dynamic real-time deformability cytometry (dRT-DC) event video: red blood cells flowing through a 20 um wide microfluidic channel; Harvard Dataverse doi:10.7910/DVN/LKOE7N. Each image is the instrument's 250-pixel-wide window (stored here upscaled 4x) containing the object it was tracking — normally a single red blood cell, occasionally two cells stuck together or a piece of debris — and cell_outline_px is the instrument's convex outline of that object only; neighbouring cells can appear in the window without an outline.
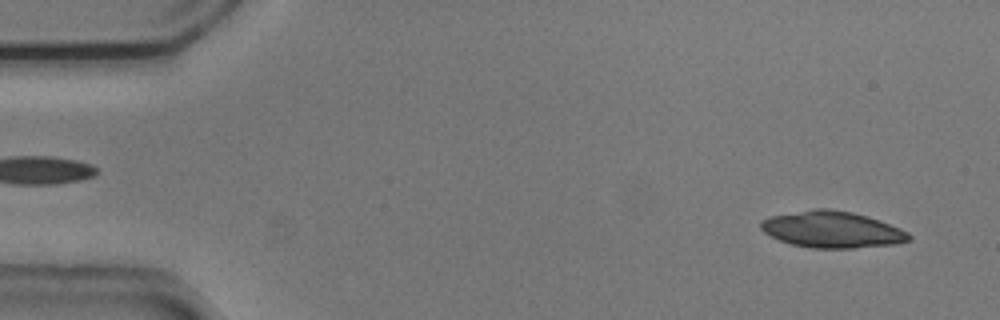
{"species": "common noctule bat (a hibernating species)", "species_latin": "Nyctalus noctula", "temperature_condition": "cold", "stored_images_in_passage": 53, "camera_frame_rate_fps": 3000, "um_per_image_px": 0.085, "animal": {"sex": "male", "body_mass_g": 20.5, "forearm_length_mm": 52.5}, "frame": {"image": 1, "passage_image": 3, "time_ms": 0.667, "image_size_px": [1000, 320], "cell_outline_px": [[912, 240], [896, 244], [856, 248], [812, 248], [792, 244], [780, 240], [764, 232], [760, 228], [760, 220], [772, 216], [816, 208], [828, 208], [852, 212], [868, 216], [900, 228], [908, 232], [912, 236]], "centroid_in_image_um": [70.76, 19.51], "position_along_channel_um": 14.2, "area_um2": 31.5}}